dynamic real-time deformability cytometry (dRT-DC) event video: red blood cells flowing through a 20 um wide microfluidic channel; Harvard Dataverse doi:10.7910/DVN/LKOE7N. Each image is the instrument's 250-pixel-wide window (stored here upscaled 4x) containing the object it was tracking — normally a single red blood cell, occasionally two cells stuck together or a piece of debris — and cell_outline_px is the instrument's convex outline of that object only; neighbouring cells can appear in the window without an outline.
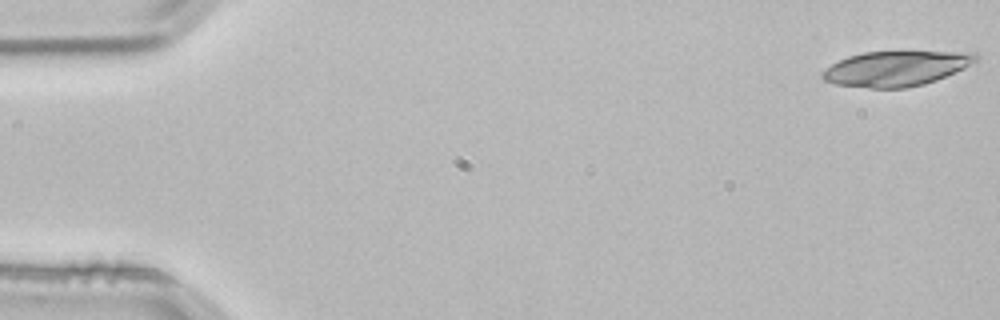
{"species": "common noctule bat (a hibernating species)", "species_latin": "Nyctalus noctula", "temperature_condition": "room temperature", "stored_images_in_passage": 14, "camera_frame_rate_fps": 3000, "um_per_image_px": 0.085, "animal": {"sex": "male", "body_mass_g": 21.5, "forearm_length_mm": 52.0}, "frame": {"image": 1, "passage_image": 1, "time_ms": 0.0, "image_size_px": [1000, 320], "cell_outline_px": [[980, 60], [964, 68], [936, 80], [924, 84], [904, 88], [868, 88], [836, 84], [824, 80], [820, 76], [820, 72], [832, 64], [848, 56], [864, 52], [976, 52], [980, 56]], "centroid_in_image_um": [76.18, 5.82], "position_along_channel_um": 8.8, "area_um2": 31.33}}